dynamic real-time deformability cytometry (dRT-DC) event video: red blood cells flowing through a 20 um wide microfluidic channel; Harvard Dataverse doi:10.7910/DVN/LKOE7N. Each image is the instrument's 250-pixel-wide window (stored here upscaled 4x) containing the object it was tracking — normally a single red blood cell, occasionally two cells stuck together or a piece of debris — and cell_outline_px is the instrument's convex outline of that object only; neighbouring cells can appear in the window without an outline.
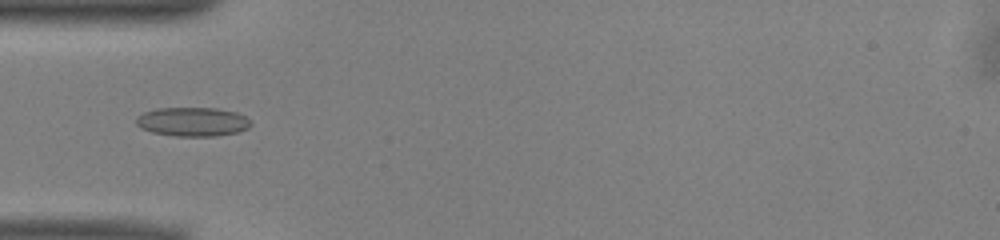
{"species": "common noctule bat (a hibernating species)", "species_latin": "Nyctalus noctula", "temperature_condition": "warm", "stored_images_in_passage": 36, "camera_frame_rate_fps": 3000, "um_per_image_px": 0.085, "animal": {"sex": "male", "body_mass_g": 13.0, "forearm_length_mm": 53.1}, "frame": {"image": 1, "passage_image": 1, "time_ms": 0.0, "image_size_px": [1000, 240], "cell_outline_px": [[252, 124], [248, 128], [240, 132], [216, 136], [176, 136], [152, 132], [140, 128], [136, 124], [136, 116], [144, 112], [156, 108], [216, 108], [236, 112], [244, 116]], "centroid_in_image_um": [16.36, 10.35], "position_along_channel_um": 68.6, "area_um2": 19.48}}
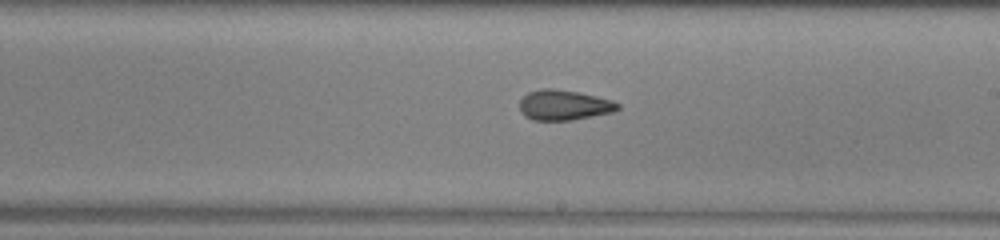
{"frame": {"image": 2, "passage_image": 14, "time_ms": 4.333, "image_size_px": [1000, 240], "cell_outline_px": [[620, 108], [612, 112], [572, 120], [532, 120], [524, 116], [520, 108], [520, 100], [528, 92], [544, 88], [552, 88], [580, 92], [612, 100], [620, 104]], "centroid_in_image_um": [47.94, 8.93], "position_along_channel_um": 241.1, "area_um2": 17.28}}
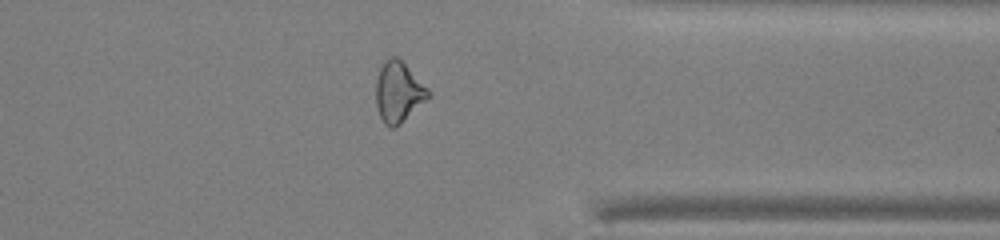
{"frame": {"image": 3, "passage_image": 25, "time_ms": 8.0, "image_size_px": [1000, 240], "cell_outline_px": [[428, 96], [400, 124], [392, 128], [388, 128], [384, 124], [380, 116], [376, 104], [376, 80], [380, 68], [392, 56], [396, 56], [428, 88]], "centroid_in_image_um": [33.82, 7.85], "position_along_channel_um": 377.6, "area_um2": 17.74}, "authors_computed_cell_mechanics": {"area_um2": 17.7157, "velocity_mm_per_s": 3.9752, "shape_relaxation_time_tau1_ms": null, "shape_relaxation_time_tau2_ms": 1.6308, "deformation_change_tau1": null, "deformation_change_tau2": 0.0826}}